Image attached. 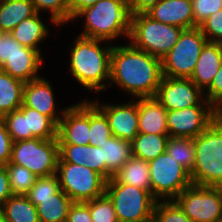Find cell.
<instances>
[{"mask_svg":"<svg viewBox=\"0 0 222 222\" xmlns=\"http://www.w3.org/2000/svg\"><path fill=\"white\" fill-rule=\"evenodd\" d=\"M128 43L112 47L109 85L117 84L134 99L154 97L163 78L162 60Z\"/></svg>","mask_w":222,"mask_h":222,"instance_id":"obj_1","label":"cell"},{"mask_svg":"<svg viewBox=\"0 0 222 222\" xmlns=\"http://www.w3.org/2000/svg\"><path fill=\"white\" fill-rule=\"evenodd\" d=\"M106 42L108 41L78 35L70 49V74L80 86L91 92L99 93L109 85L113 46L109 42L104 47L102 43Z\"/></svg>","mask_w":222,"mask_h":222,"instance_id":"obj_2","label":"cell"},{"mask_svg":"<svg viewBox=\"0 0 222 222\" xmlns=\"http://www.w3.org/2000/svg\"><path fill=\"white\" fill-rule=\"evenodd\" d=\"M133 15L127 0H99L80 11L73 21L84 18L80 36L113 42L122 36L129 39Z\"/></svg>","mask_w":222,"mask_h":222,"instance_id":"obj_3","label":"cell"},{"mask_svg":"<svg viewBox=\"0 0 222 222\" xmlns=\"http://www.w3.org/2000/svg\"><path fill=\"white\" fill-rule=\"evenodd\" d=\"M195 165L189 173L192 184L222 187V123L214 122L194 138Z\"/></svg>","mask_w":222,"mask_h":222,"instance_id":"obj_4","label":"cell"},{"mask_svg":"<svg viewBox=\"0 0 222 222\" xmlns=\"http://www.w3.org/2000/svg\"><path fill=\"white\" fill-rule=\"evenodd\" d=\"M182 31L178 26L161 23L140 12L133 15L128 41L135 48L162 60L175 46Z\"/></svg>","mask_w":222,"mask_h":222,"instance_id":"obj_5","label":"cell"},{"mask_svg":"<svg viewBox=\"0 0 222 222\" xmlns=\"http://www.w3.org/2000/svg\"><path fill=\"white\" fill-rule=\"evenodd\" d=\"M105 194L112 201L119 222H148L152 220L158 201L150 191L113 178L106 182Z\"/></svg>","mask_w":222,"mask_h":222,"instance_id":"obj_6","label":"cell"},{"mask_svg":"<svg viewBox=\"0 0 222 222\" xmlns=\"http://www.w3.org/2000/svg\"><path fill=\"white\" fill-rule=\"evenodd\" d=\"M58 160L57 138H33L13 142L9 163L25 167L37 177H47L56 174Z\"/></svg>","mask_w":222,"mask_h":222,"instance_id":"obj_7","label":"cell"},{"mask_svg":"<svg viewBox=\"0 0 222 222\" xmlns=\"http://www.w3.org/2000/svg\"><path fill=\"white\" fill-rule=\"evenodd\" d=\"M206 42L200 27L183 29L175 46L162 59L163 76L190 78Z\"/></svg>","mask_w":222,"mask_h":222,"instance_id":"obj_8","label":"cell"},{"mask_svg":"<svg viewBox=\"0 0 222 222\" xmlns=\"http://www.w3.org/2000/svg\"><path fill=\"white\" fill-rule=\"evenodd\" d=\"M56 176L60 189L73 202H87L105 194L107 180L88 167L58 162Z\"/></svg>","mask_w":222,"mask_h":222,"instance_id":"obj_9","label":"cell"},{"mask_svg":"<svg viewBox=\"0 0 222 222\" xmlns=\"http://www.w3.org/2000/svg\"><path fill=\"white\" fill-rule=\"evenodd\" d=\"M148 164L151 193L157 200H174L192 184L189 172L167 152Z\"/></svg>","mask_w":222,"mask_h":222,"instance_id":"obj_10","label":"cell"},{"mask_svg":"<svg viewBox=\"0 0 222 222\" xmlns=\"http://www.w3.org/2000/svg\"><path fill=\"white\" fill-rule=\"evenodd\" d=\"M174 201L193 222L222 219V187L191 184Z\"/></svg>","mask_w":222,"mask_h":222,"instance_id":"obj_11","label":"cell"},{"mask_svg":"<svg viewBox=\"0 0 222 222\" xmlns=\"http://www.w3.org/2000/svg\"><path fill=\"white\" fill-rule=\"evenodd\" d=\"M154 97L167 111L192 106H213L205 99L204 92L190 78L163 76Z\"/></svg>","mask_w":222,"mask_h":222,"instance_id":"obj_12","label":"cell"},{"mask_svg":"<svg viewBox=\"0 0 222 222\" xmlns=\"http://www.w3.org/2000/svg\"><path fill=\"white\" fill-rule=\"evenodd\" d=\"M215 120L214 106H192L167 111L168 135L195 138Z\"/></svg>","mask_w":222,"mask_h":222,"instance_id":"obj_13","label":"cell"},{"mask_svg":"<svg viewBox=\"0 0 222 222\" xmlns=\"http://www.w3.org/2000/svg\"><path fill=\"white\" fill-rule=\"evenodd\" d=\"M90 100L68 106L58 123V144L89 145Z\"/></svg>","mask_w":222,"mask_h":222,"instance_id":"obj_14","label":"cell"},{"mask_svg":"<svg viewBox=\"0 0 222 222\" xmlns=\"http://www.w3.org/2000/svg\"><path fill=\"white\" fill-rule=\"evenodd\" d=\"M107 117L112 135L132 142L139 133L137 98L123 104L92 101Z\"/></svg>","mask_w":222,"mask_h":222,"instance_id":"obj_15","label":"cell"},{"mask_svg":"<svg viewBox=\"0 0 222 222\" xmlns=\"http://www.w3.org/2000/svg\"><path fill=\"white\" fill-rule=\"evenodd\" d=\"M54 97L53 87L48 79L46 80L40 77L25 82L23 88V104L50 117L58 125L68 107L61 109V112L57 113L56 100Z\"/></svg>","mask_w":222,"mask_h":222,"instance_id":"obj_16","label":"cell"},{"mask_svg":"<svg viewBox=\"0 0 222 222\" xmlns=\"http://www.w3.org/2000/svg\"><path fill=\"white\" fill-rule=\"evenodd\" d=\"M145 13L161 23L175 25L182 29L194 27L192 0H161Z\"/></svg>","mask_w":222,"mask_h":222,"instance_id":"obj_17","label":"cell"},{"mask_svg":"<svg viewBox=\"0 0 222 222\" xmlns=\"http://www.w3.org/2000/svg\"><path fill=\"white\" fill-rule=\"evenodd\" d=\"M42 56L41 51L24 46L8 58L0 70L24 82H29L41 77L38 73L43 63Z\"/></svg>","mask_w":222,"mask_h":222,"instance_id":"obj_18","label":"cell"},{"mask_svg":"<svg viewBox=\"0 0 222 222\" xmlns=\"http://www.w3.org/2000/svg\"><path fill=\"white\" fill-rule=\"evenodd\" d=\"M221 64V43L207 41L202 48L190 79L204 92L210 86Z\"/></svg>","mask_w":222,"mask_h":222,"instance_id":"obj_19","label":"cell"},{"mask_svg":"<svg viewBox=\"0 0 222 222\" xmlns=\"http://www.w3.org/2000/svg\"><path fill=\"white\" fill-rule=\"evenodd\" d=\"M139 132L168 135L167 110L155 97L138 98Z\"/></svg>","mask_w":222,"mask_h":222,"instance_id":"obj_20","label":"cell"},{"mask_svg":"<svg viewBox=\"0 0 222 222\" xmlns=\"http://www.w3.org/2000/svg\"><path fill=\"white\" fill-rule=\"evenodd\" d=\"M36 208L39 222H65L72 199L61 189L50 197L28 198Z\"/></svg>","mask_w":222,"mask_h":222,"instance_id":"obj_21","label":"cell"},{"mask_svg":"<svg viewBox=\"0 0 222 222\" xmlns=\"http://www.w3.org/2000/svg\"><path fill=\"white\" fill-rule=\"evenodd\" d=\"M101 155L106 165V180L108 181L133 156L132 144L112 136L101 145Z\"/></svg>","mask_w":222,"mask_h":222,"instance_id":"obj_22","label":"cell"},{"mask_svg":"<svg viewBox=\"0 0 222 222\" xmlns=\"http://www.w3.org/2000/svg\"><path fill=\"white\" fill-rule=\"evenodd\" d=\"M40 13L24 19L10 32L21 45L41 51L40 44L47 39L49 28L43 22Z\"/></svg>","mask_w":222,"mask_h":222,"instance_id":"obj_23","label":"cell"},{"mask_svg":"<svg viewBox=\"0 0 222 222\" xmlns=\"http://www.w3.org/2000/svg\"><path fill=\"white\" fill-rule=\"evenodd\" d=\"M112 178L119 184H128L151 192L150 167L141 158L132 156Z\"/></svg>","mask_w":222,"mask_h":222,"instance_id":"obj_24","label":"cell"},{"mask_svg":"<svg viewBox=\"0 0 222 222\" xmlns=\"http://www.w3.org/2000/svg\"><path fill=\"white\" fill-rule=\"evenodd\" d=\"M36 13L32 0L0 2V32H11L24 19Z\"/></svg>","mask_w":222,"mask_h":222,"instance_id":"obj_25","label":"cell"},{"mask_svg":"<svg viewBox=\"0 0 222 222\" xmlns=\"http://www.w3.org/2000/svg\"><path fill=\"white\" fill-rule=\"evenodd\" d=\"M25 82L0 70V116L17 110L23 104Z\"/></svg>","mask_w":222,"mask_h":222,"instance_id":"obj_26","label":"cell"},{"mask_svg":"<svg viewBox=\"0 0 222 222\" xmlns=\"http://www.w3.org/2000/svg\"><path fill=\"white\" fill-rule=\"evenodd\" d=\"M168 138L169 135L139 132L131 142L132 154L146 162L154 160L157 156L166 152Z\"/></svg>","mask_w":222,"mask_h":222,"instance_id":"obj_27","label":"cell"},{"mask_svg":"<svg viewBox=\"0 0 222 222\" xmlns=\"http://www.w3.org/2000/svg\"><path fill=\"white\" fill-rule=\"evenodd\" d=\"M2 212L6 222H39L37 208L26 195L10 196Z\"/></svg>","mask_w":222,"mask_h":222,"instance_id":"obj_28","label":"cell"},{"mask_svg":"<svg viewBox=\"0 0 222 222\" xmlns=\"http://www.w3.org/2000/svg\"><path fill=\"white\" fill-rule=\"evenodd\" d=\"M18 109L26 116L27 133H31V139L48 140L57 138L58 125L50 117L24 104Z\"/></svg>","mask_w":222,"mask_h":222,"instance_id":"obj_29","label":"cell"},{"mask_svg":"<svg viewBox=\"0 0 222 222\" xmlns=\"http://www.w3.org/2000/svg\"><path fill=\"white\" fill-rule=\"evenodd\" d=\"M166 152L180 163L189 173L195 165L194 138L169 136Z\"/></svg>","mask_w":222,"mask_h":222,"instance_id":"obj_30","label":"cell"},{"mask_svg":"<svg viewBox=\"0 0 222 222\" xmlns=\"http://www.w3.org/2000/svg\"><path fill=\"white\" fill-rule=\"evenodd\" d=\"M90 134L89 145L101 147L103 143L111 138L112 132L105 114L90 101Z\"/></svg>","mask_w":222,"mask_h":222,"instance_id":"obj_31","label":"cell"},{"mask_svg":"<svg viewBox=\"0 0 222 222\" xmlns=\"http://www.w3.org/2000/svg\"><path fill=\"white\" fill-rule=\"evenodd\" d=\"M11 191L14 195H26L34 185L37 176L25 167L8 163L5 165Z\"/></svg>","mask_w":222,"mask_h":222,"instance_id":"obj_32","label":"cell"},{"mask_svg":"<svg viewBox=\"0 0 222 222\" xmlns=\"http://www.w3.org/2000/svg\"><path fill=\"white\" fill-rule=\"evenodd\" d=\"M35 11L38 13L50 12L49 19L53 26H61L70 22L68 0H32Z\"/></svg>","mask_w":222,"mask_h":222,"instance_id":"obj_33","label":"cell"},{"mask_svg":"<svg viewBox=\"0 0 222 222\" xmlns=\"http://www.w3.org/2000/svg\"><path fill=\"white\" fill-rule=\"evenodd\" d=\"M152 219L154 222H193L174 200H158Z\"/></svg>","mask_w":222,"mask_h":222,"instance_id":"obj_34","label":"cell"},{"mask_svg":"<svg viewBox=\"0 0 222 222\" xmlns=\"http://www.w3.org/2000/svg\"><path fill=\"white\" fill-rule=\"evenodd\" d=\"M92 222H119L112 201L104 194L87 201Z\"/></svg>","mask_w":222,"mask_h":222,"instance_id":"obj_35","label":"cell"},{"mask_svg":"<svg viewBox=\"0 0 222 222\" xmlns=\"http://www.w3.org/2000/svg\"><path fill=\"white\" fill-rule=\"evenodd\" d=\"M3 118L13 142L31 139V133H27L26 116L19 109L5 114Z\"/></svg>","mask_w":222,"mask_h":222,"instance_id":"obj_36","label":"cell"},{"mask_svg":"<svg viewBox=\"0 0 222 222\" xmlns=\"http://www.w3.org/2000/svg\"><path fill=\"white\" fill-rule=\"evenodd\" d=\"M60 189L56 174L47 177H37L34 185L26 194L27 198L50 197Z\"/></svg>","mask_w":222,"mask_h":222,"instance_id":"obj_37","label":"cell"},{"mask_svg":"<svg viewBox=\"0 0 222 222\" xmlns=\"http://www.w3.org/2000/svg\"><path fill=\"white\" fill-rule=\"evenodd\" d=\"M194 27H199L211 14L222 9V0H192Z\"/></svg>","mask_w":222,"mask_h":222,"instance_id":"obj_38","label":"cell"},{"mask_svg":"<svg viewBox=\"0 0 222 222\" xmlns=\"http://www.w3.org/2000/svg\"><path fill=\"white\" fill-rule=\"evenodd\" d=\"M199 27L207 41L220 43L222 41V9L211 14Z\"/></svg>","mask_w":222,"mask_h":222,"instance_id":"obj_39","label":"cell"},{"mask_svg":"<svg viewBox=\"0 0 222 222\" xmlns=\"http://www.w3.org/2000/svg\"><path fill=\"white\" fill-rule=\"evenodd\" d=\"M58 162H68L84 166L86 162V145L58 144Z\"/></svg>","mask_w":222,"mask_h":222,"instance_id":"obj_40","label":"cell"},{"mask_svg":"<svg viewBox=\"0 0 222 222\" xmlns=\"http://www.w3.org/2000/svg\"><path fill=\"white\" fill-rule=\"evenodd\" d=\"M23 47V45L13 38L10 32H0V67L8 58Z\"/></svg>","mask_w":222,"mask_h":222,"instance_id":"obj_41","label":"cell"},{"mask_svg":"<svg viewBox=\"0 0 222 222\" xmlns=\"http://www.w3.org/2000/svg\"><path fill=\"white\" fill-rule=\"evenodd\" d=\"M85 167L96 171L106 179V165L102 161L101 147L86 145Z\"/></svg>","mask_w":222,"mask_h":222,"instance_id":"obj_42","label":"cell"},{"mask_svg":"<svg viewBox=\"0 0 222 222\" xmlns=\"http://www.w3.org/2000/svg\"><path fill=\"white\" fill-rule=\"evenodd\" d=\"M13 140L7 131L4 118L0 116V166H5L11 158Z\"/></svg>","mask_w":222,"mask_h":222,"instance_id":"obj_43","label":"cell"},{"mask_svg":"<svg viewBox=\"0 0 222 222\" xmlns=\"http://www.w3.org/2000/svg\"><path fill=\"white\" fill-rule=\"evenodd\" d=\"M204 96L214 107L222 100V64L210 86L204 91Z\"/></svg>","mask_w":222,"mask_h":222,"instance_id":"obj_44","label":"cell"},{"mask_svg":"<svg viewBox=\"0 0 222 222\" xmlns=\"http://www.w3.org/2000/svg\"><path fill=\"white\" fill-rule=\"evenodd\" d=\"M67 222H92L87 202H73L68 211Z\"/></svg>","mask_w":222,"mask_h":222,"instance_id":"obj_45","label":"cell"},{"mask_svg":"<svg viewBox=\"0 0 222 222\" xmlns=\"http://www.w3.org/2000/svg\"><path fill=\"white\" fill-rule=\"evenodd\" d=\"M12 195L6 167L0 166V209H2L6 200Z\"/></svg>","mask_w":222,"mask_h":222,"instance_id":"obj_46","label":"cell"},{"mask_svg":"<svg viewBox=\"0 0 222 222\" xmlns=\"http://www.w3.org/2000/svg\"><path fill=\"white\" fill-rule=\"evenodd\" d=\"M99 0H68L70 10V22L84 8L94 5Z\"/></svg>","mask_w":222,"mask_h":222,"instance_id":"obj_47","label":"cell"},{"mask_svg":"<svg viewBox=\"0 0 222 222\" xmlns=\"http://www.w3.org/2000/svg\"><path fill=\"white\" fill-rule=\"evenodd\" d=\"M133 13L147 11L151 6L157 4L161 0H127Z\"/></svg>","mask_w":222,"mask_h":222,"instance_id":"obj_48","label":"cell"},{"mask_svg":"<svg viewBox=\"0 0 222 222\" xmlns=\"http://www.w3.org/2000/svg\"><path fill=\"white\" fill-rule=\"evenodd\" d=\"M215 120L222 123V100L215 106Z\"/></svg>","mask_w":222,"mask_h":222,"instance_id":"obj_49","label":"cell"},{"mask_svg":"<svg viewBox=\"0 0 222 222\" xmlns=\"http://www.w3.org/2000/svg\"><path fill=\"white\" fill-rule=\"evenodd\" d=\"M0 222H6L5 218H4V215H3V212H2V209H0Z\"/></svg>","mask_w":222,"mask_h":222,"instance_id":"obj_50","label":"cell"}]
</instances>
